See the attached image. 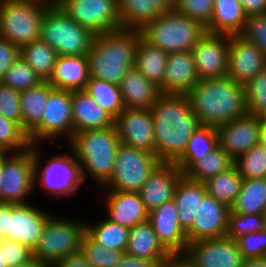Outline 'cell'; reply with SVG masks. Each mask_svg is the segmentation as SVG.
Returning <instances> with one entry per match:
<instances>
[{
	"mask_svg": "<svg viewBox=\"0 0 266 267\" xmlns=\"http://www.w3.org/2000/svg\"><path fill=\"white\" fill-rule=\"evenodd\" d=\"M247 113L261 117L266 113V69L245 85Z\"/></svg>",
	"mask_w": 266,
	"mask_h": 267,
	"instance_id": "bcb514c9",
	"label": "cell"
},
{
	"mask_svg": "<svg viewBox=\"0 0 266 267\" xmlns=\"http://www.w3.org/2000/svg\"><path fill=\"white\" fill-rule=\"evenodd\" d=\"M234 160L221 147L217 146L213 151L199 157L184 175L194 181L204 183L221 172L230 169Z\"/></svg>",
	"mask_w": 266,
	"mask_h": 267,
	"instance_id": "e575fe53",
	"label": "cell"
},
{
	"mask_svg": "<svg viewBox=\"0 0 266 267\" xmlns=\"http://www.w3.org/2000/svg\"><path fill=\"white\" fill-rule=\"evenodd\" d=\"M18 267H52L51 264L32 258L28 263Z\"/></svg>",
	"mask_w": 266,
	"mask_h": 267,
	"instance_id": "6125c7cd",
	"label": "cell"
},
{
	"mask_svg": "<svg viewBox=\"0 0 266 267\" xmlns=\"http://www.w3.org/2000/svg\"><path fill=\"white\" fill-rule=\"evenodd\" d=\"M69 142L73 137L72 91L52 88L41 122L28 134L31 145L56 142L60 137Z\"/></svg>",
	"mask_w": 266,
	"mask_h": 267,
	"instance_id": "7c38bea8",
	"label": "cell"
},
{
	"mask_svg": "<svg viewBox=\"0 0 266 267\" xmlns=\"http://www.w3.org/2000/svg\"><path fill=\"white\" fill-rule=\"evenodd\" d=\"M259 144L266 147V125L263 123L259 128Z\"/></svg>",
	"mask_w": 266,
	"mask_h": 267,
	"instance_id": "be15d7a7",
	"label": "cell"
},
{
	"mask_svg": "<svg viewBox=\"0 0 266 267\" xmlns=\"http://www.w3.org/2000/svg\"><path fill=\"white\" fill-rule=\"evenodd\" d=\"M230 207L205 195L200 201L192 227L186 232L188 243L227 235Z\"/></svg>",
	"mask_w": 266,
	"mask_h": 267,
	"instance_id": "ffe728a7",
	"label": "cell"
},
{
	"mask_svg": "<svg viewBox=\"0 0 266 267\" xmlns=\"http://www.w3.org/2000/svg\"><path fill=\"white\" fill-rule=\"evenodd\" d=\"M214 0H175V10L192 20L208 26L212 18Z\"/></svg>",
	"mask_w": 266,
	"mask_h": 267,
	"instance_id": "7dc6e473",
	"label": "cell"
},
{
	"mask_svg": "<svg viewBox=\"0 0 266 267\" xmlns=\"http://www.w3.org/2000/svg\"><path fill=\"white\" fill-rule=\"evenodd\" d=\"M0 82L19 92L39 85L41 77L19 57L5 72Z\"/></svg>",
	"mask_w": 266,
	"mask_h": 267,
	"instance_id": "b9f144b4",
	"label": "cell"
},
{
	"mask_svg": "<svg viewBox=\"0 0 266 267\" xmlns=\"http://www.w3.org/2000/svg\"><path fill=\"white\" fill-rule=\"evenodd\" d=\"M80 165L83 182L89 175L103 187L112 177L121 141L115 126L75 133L68 142Z\"/></svg>",
	"mask_w": 266,
	"mask_h": 267,
	"instance_id": "277c9868",
	"label": "cell"
},
{
	"mask_svg": "<svg viewBox=\"0 0 266 267\" xmlns=\"http://www.w3.org/2000/svg\"><path fill=\"white\" fill-rule=\"evenodd\" d=\"M206 194L204 183L191 180L185 175L180 179L173 200L178 209L181 228L185 232L192 227L200 201Z\"/></svg>",
	"mask_w": 266,
	"mask_h": 267,
	"instance_id": "f546056e",
	"label": "cell"
},
{
	"mask_svg": "<svg viewBox=\"0 0 266 267\" xmlns=\"http://www.w3.org/2000/svg\"><path fill=\"white\" fill-rule=\"evenodd\" d=\"M0 114L22 127L20 92L0 82Z\"/></svg>",
	"mask_w": 266,
	"mask_h": 267,
	"instance_id": "681fc988",
	"label": "cell"
},
{
	"mask_svg": "<svg viewBox=\"0 0 266 267\" xmlns=\"http://www.w3.org/2000/svg\"><path fill=\"white\" fill-rule=\"evenodd\" d=\"M218 146L217 131L214 126L200 125L187 142L184 152L173 162L185 173L199 157L213 151Z\"/></svg>",
	"mask_w": 266,
	"mask_h": 267,
	"instance_id": "1f68e13d",
	"label": "cell"
},
{
	"mask_svg": "<svg viewBox=\"0 0 266 267\" xmlns=\"http://www.w3.org/2000/svg\"><path fill=\"white\" fill-rule=\"evenodd\" d=\"M122 144L156 154L151 109L125 107L114 119Z\"/></svg>",
	"mask_w": 266,
	"mask_h": 267,
	"instance_id": "9a60e30c",
	"label": "cell"
},
{
	"mask_svg": "<svg viewBox=\"0 0 266 267\" xmlns=\"http://www.w3.org/2000/svg\"><path fill=\"white\" fill-rule=\"evenodd\" d=\"M87 55L58 56L47 82L57 89L85 90L89 80Z\"/></svg>",
	"mask_w": 266,
	"mask_h": 267,
	"instance_id": "484cf974",
	"label": "cell"
},
{
	"mask_svg": "<svg viewBox=\"0 0 266 267\" xmlns=\"http://www.w3.org/2000/svg\"><path fill=\"white\" fill-rule=\"evenodd\" d=\"M52 88L47 81H43L35 87L20 92L22 129L27 134L41 122L49 91Z\"/></svg>",
	"mask_w": 266,
	"mask_h": 267,
	"instance_id": "d6a6232c",
	"label": "cell"
},
{
	"mask_svg": "<svg viewBox=\"0 0 266 267\" xmlns=\"http://www.w3.org/2000/svg\"><path fill=\"white\" fill-rule=\"evenodd\" d=\"M266 69V55L240 35H230L227 76L246 85Z\"/></svg>",
	"mask_w": 266,
	"mask_h": 267,
	"instance_id": "ac0fdd59",
	"label": "cell"
},
{
	"mask_svg": "<svg viewBox=\"0 0 266 267\" xmlns=\"http://www.w3.org/2000/svg\"><path fill=\"white\" fill-rule=\"evenodd\" d=\"M186 95L201 125L217 127L248 114L245 85L228 76L199 80Z\"/></svg>",
	"mask_w": 266,
	"mask_h": 267,
	"instance_id": "7a4b0ae2",
	"label": "cell"
},
{
	"mask_svg": "<svg viewBox=\"0 0 266 267\" xmlns=\"http://www.w3.org/2000/svg\"><path fill=\"white\" fill-rule=\"evenodd\" d=\"M85 234L86 222L51 215L32 250V256L53 265L70 254L81 252Z\"/></svg>",
	"mask_w": 266,
	"mask_h": 267,
	"instance_id": "ba28073f",
	"label": "cell"
},
{
	"mask_svg": "<svg viewBox=\"0 0 266 267\" xmlns=\"http://www.w3.org/2000/svg\"><path fill=\"white\" fill-rule=\"evenodd\" d=\"M31 147L28 134L22 127L0 114V153H18Z\"/></svg>",
	"mask_w": 266,
	"mask_h": 267,
	"instance_id": "60d3db41",
	"label": "cell"
},
{
	"mask_svg": "<svg viewBox=\"0 0 266 267\" xmlns=\"http://www.w3.org/2000/svg\"><path fill=\"white\" fill-rule=\"evenodd\" d=\"M1 177L0 202L29 203L36 189L33 145L24 152L2 153Z\"/></svg>",
	"mask_w": 266,
	"mask_h": 267,
	"instance_id": "8fae6325",
	"label": "cell"
},
{
	"mask_svg": "<svg viewBox=\"0 0 266 267\" xmlns=\"http://www.w3.org/2000/svg\"><path fill=\"white\" fill-rule=\"evenodd\" d=\"M149 6H154L160 13L175 10V0H148Z\"/></svg>",
	"mask_w": 266,
	"mask_h": 267,
	"instance_id": "91938a15",
	"label": "cell"
},
{
	"mask_svg": "<svg viewBox=\"0 0 266 267\" xmlns=\"http://www.w3.org/2000/svg\"><path fill=\"white\" fill-rule=\"evenodd\" d=\"M52 214L31 202L26 204L10 203V230L8 239L28 246H36L44 225Z\"/></svg>",
	"mask_w": 266,
	"mask_h": 267,
	"instance_id": "d6986e66",
	"label": "cell"
},
{
	"mask_svg": "<svg viewBox=\"0 0 266 267\" xmlns=\"http://www.w3.org/2000/svg\"><path fill=\"white\" fill-rule=\"evenodd\" d=\"M0 249L7 267L24 265L33 258L32 250L28 246L14 240H1Z\"/></svg>",
	"mask_w": 266,
	"mask_h": 267,
	"instance_id": "f907efd6",
	"label": "cell"
},
{
	"mask_svg": "<svg viewBox=\"0 0 266 267\" xmlns=\"http://www.w3.org/2000/svg\"><path fill=\"white\" fill-rule=\"evenodd\" d=\"M199 80L191 51L169 53L160 91L186 94Z\"/></svg>",
	"mask_w": 266,
	"mask_h": 267,
	"instance_id": "cb8c5ba5",
	"label": "cell"
},
{
	"mask_svg": "<svg viewBox=\"0 0 266 267\" xmlns=\"http://www.w3.org/2000/svg\"><path fill=\"white\" fill-rule=\"evenodd\" d=\"M40 40L58 56L87 55L95 35L71 19L54 1L44 12Z\"/></svg>",
	"mask_w": 266,
	"mask_h": 267,
	"instance_id": "52a82bcc",
	"label": "cell"
},
{
	"mask_svg": "<svg viewBox=\"0 0 266 267\" xmlns=\"http://www.w3.org/2000/svg\"><path fill=\"white\" fill-rule=\"evenodd\" d=\"M230 35L207 33L192 49L199 79L227 76Z\"/></svg>",
	"mask_w": 266,
	"mask_h": 267,
	"instance_id": "2e32d148",
	"label": "cell"
},
{
	"mask_svg": "<svg viewBox=\"0 0 266 267\" xmlns=\"http://www.w3.org/2000/svg\"><path fill=\"white\" fill-rule=\"evenodd\" d=\"M121 27L124 30L141 31L160 12L149 6L148 0H118Z\"/></svg>",
	"mask_w": 266,
	"mask_h": 267,
	"instance_id": "74e56055",
	"label": "cell"
},
{
	"mask_svg": "<svg viewBox=\"0 0 266 267\" xmlns=\"http://www.w3.org/2000/svg\"><path fill=\"white\" fill-rule=\"evenodd\" d=\"M54 0H0V35L21 48L40 40L45 10Z\"/></svg>",
	"mask_w": 266,
	"mask_h": 267,
	"instance_id": "8992f818",
	"label": "cell"
},
{
	"mask_svg": "<svg viewBox=\"0 0 266 267\" xmlns=\"http://www.w3.org/2000/svg\"><path fill=\"white\" fill-rule=\"evenodd\" d=\"M262 123L266 125V113L261 116Z\"/></svg>",
	"mask_w": 266,
	"mask_h": 267,
	"instance_id": "003e7915",
	"label": "cell"
},
{
	"mask_svg": "<svg viewBox=\"0 0 266 267\" xmlns=\"http://www.w3.org/2000/svg\"><path fill=\"white\" fill-rule=\"evenodd\" d=\"M245 259L266 257V231L245 234L236 239Z\"/></svg>",
	"mask_w": 266,
	"mask_h": 267,
	"instance_id": "816d5d0a",
	"label": "cell"
},
{
	"mask_svg": "<svg viewBox=\"0 0 266 267\" xmlns=\"http://www.w3.org/2000/svg\"><path fill=\"white\" fill-rule=\"evenodd\" d=\"M247 16L266 14V0H240Z\"/></svg>",
	"mask_w": 266,
	"mask_h": 267,
	"instance_id": "6f0895ef",
	"label": "cell"
},
{
	"mask_svg": "<svg viewBox=\"0 0 266 267\" xmlns=\"http://www.w3.org/2000/svg\"><path fill=\"white\" fill-rule=\"evenodd\" d=\"M264 230L266 231V214H265V229Z\"/></svg>",
	"mask_w": 266,
	"mask_h": 267,
	"instance_id": "a7ac6f4b",
	"label": "cell"
},
{
	"mask_svg": "<svg viewBox=\"0 0 266 267\" xmlns=\"http://www.w3.org/2000/svg\"><path fill=\"white\" fill-rule=\"evenodd\" d=\"M52 267H92L81 252L60 259Z\"/></svg>",
	"mask_w": 266,
	"mask_h": 267,
	"instance_id": "11a10c76",
	"label": "cell"
},
{
	"mask_svg": "<svg viewBox=\"0 0 266 267\" xmlns=\"http://www.w3.org/2000/svg\"><path fill=\"white\" fill-rule=\"evenodd\" d=\"M156 156L173 163L201 125L186 94L162 93L151 107Z\"/></svg>",
	"mask_w": 266,
	"mask_h": 267,
	"instance_id": "6da1fadb",
	"label": "cell"
},
{
	"mask_svg": "<svg viewBox=\"0 0 266 267\" xmlns=\"http://www.w3.org/2000/svg\"><path fill=\"white\" fill-rule=\"evenodd\" d=\"M114 267H159V265L154 260L139 258L124 253Z\"/></svg>",
	"mask_w": 266,
	"mask_h": 267,
	"instance_id": "db71d44e",
	"label": "cell"
},
{
	"mask_svg": "<svg viewBox=\"0 0 266 267\" xmlns=\"http://www.w3.org/2000/svg\"><path fill=\"white\" fill-rule=\"evenodd\" d=\"M81 253L92 267H114L125 251L108 249L86 233L82 240Z\"/></svg>",
	"mask_w": 266,
	"mask_h": 267,
	"instance_id": "ee69618b",
	"label": "cell"
},
{
	"mask_svg": "<svg viewBox=\"0 0 266 267\" xmlns=\"http://www.w3.org/2000/svg\"><path fill=\"white\" fill-rule=\"evenodd\" d=\"M20 57L41 77L47 81L52 74L57 51L42 40L26 44L20 48Z\"/></svg>",
	"mask_w": 266,
	"mask_h": 267,
	"instance_id": "8d00e7d4",
	"label": "cell"
},
{
	"mask_svg": "<svg viewBox=\"0 0 266 267\" xmlns=\"http://www.w3.org/2000/svg\"><path fill=\"white\" fill-rule=\"evenodd\" d=\"M73 135L114 126V118L84 90L72 91Z\"/></svg>",
	"mask_w": 266,
	"mask_h": 267,
	"instance_id": "d4e9b609",
	"label": "cell"
},
{
	"mask_svg": "<svg viewBox=\"0 0 266 267\" xmlns=\"http://www.w3.org/2000/svg\"><path fill=\"white\" fill-rule=\"evenodd\" d=\"M243 179L266 178V147L257 144L234 160Z\"/></svg>",
	"mask_w": 266,
	"mask_h": 267,
	"instance_id": "7bdbcfd3",
	"label": "cell"
},
{
	"mask_svg": "<svg viewBox=\"0 0 266 267\" xmlns=\"http://www.w3.org/2000/svg\"><path fill=\"white\" fill-rule=\"evenodd\" d=\"M0 267H7L3 257V251L0 249Z\"/></svg>",
	"mask_w": 266,
	"mask_h": 267,
	"instance_id": "e7e4bbea",
	"label": "cell"
},
{
	"mask_svg": "<svg viewBox=\"0 0 266 267\" xmlns=\"http://www.w3.org/2000/svg\"><path fill=\"white\" fill-rule=\"evenodd\" d=\"M261 123V117L246 114L215 127L218 146L224 149L233 160H236L253 146L259 144Z\"/></svg>",
	"mask_w": 266,
	"mask_h": 267,
	"instance_id": "e0dca14e",
	"label": "cell"
},
{
	"mask_svg": "<svg viewBox=\"0 0 266 267\" xmlns=\"http://www.w3.org/2000/svg\"><path fill=\"white\" fill-rule=\"evenodd\" d=\"M141 36L150 44L167 53L191 51L207 34L206 26L174 10L160 13L141 31Z\"/></svg>",
	"mask_w": 266,
	"mask_h": 267,
	"instance_id": "5b68a950",
	"label": "cell"
},
{
	"mask_svg": "<svg viewBox=\"0 0 266 267\" xmlns=\"http://www.w3.org/2000/svg\"><path fill=\"white\" fill-rule=\"evenodd\" d=\"M125 253L154 260L158 265L172 255L159 241L148 220L130 228Z\"/></svg>",
	"mask_w": 266,
	"mask_h": 267,
	"instance_id": "83f0119b",
	"label": "cell"
},
{
	"mask_svg": "<svg viewBox=\"0 0 266 267\" xmlns=\"http://www.w3.org/2000/svg\"><path fill=\"white\" fill-rule=\"evenodd\" d=\"M119 88L127 108L151 109L162 94L160 87L146 79L135 67L126 72Z\"/></svg>",
	"mask_w": 266,
	"mask_h": 267,
	"instance_id": "4316f807",
	"label": "cell"
},
{
	"mask_svg": "<svg viewBox=\"0 0 266 267\" xmlns=\"http://www.w3.org/2000/svg\"><path fill=\"white\" fill-rule=\"evenodd\" d=\"M20 57V48L0 36V79Z\"/></svg>",
	"mask_w": 266,
	"mask_h": 267,
	"instance_id": "f5cc1de1",
	"label": "cell"
},
{
	"mask_svg": "<svg viewBox=\"0 0 266 267\" xmlns=\"http://www.w3.org/2000/svg\"><path fill=\"white\" fill-rule=\"evenodd\" d=\"M105 194L106 218L127 228L148 220L149 211L146 209L138 192L107 190Z\"/></svg>",
	"mask_w": 266,
	"mask_h": 267,
	"instance_id": "603a6c76",
	"label": "cell"
},
{
	"mask_svg": "<svg viewBox=\"0 0 266 267\" xmlns=\"http://www.w3.org/2000/svg\"><path fill=\"white\" fill-rule=\"evenodd\" d=\"M162 161L151 152L120 144L114 172L105 190L138 192Z\"/></svg>",
	"mask_w": 266,
	"mask_h": 267,
	"instance_id": "30bf717a",
	"label": "cell"
},
{
	"mask_svg": "<svg viewBox=\"0 0 266 267\" xmlns=\"http://www.w3.org/2000/svg\"><path fill=\"white\" fill-rule=\"evenodd\" d=\"M38 146V144L33 145L35 185L38 186L39 182V185L45 188V193L52 194L56 198L73 196L84 184L80 174V165L74 152L57 154L45 160L47 163L43 165Z\"/></svg>",
	"mask_w": 266,
	"mask_h": 267,
	"instance_id": "9c48e42d",
	"label": "cell"
},
{
	"mask_svg": "<svg viewBox=\"0 0 266 267\" xmlns=\"http://www.w3.org/2000/svg\"><path fill=\"white\" fill-rule=\"evenodd\" d=\"M243 178L235 165L204 182L207 195L231 207L237 198Z\"/></svg>",
	"mask_w": 266,
	"mask_h": 267,
	"instance_id": "d590c367",
	"label": "cell"
},
{
	"mask_svg": "<svg viewBox=\"0 0 266 267\" xmlns=\"http://www.w3.org/2000/svg\"><path fill=\"white\" fill-rule=\"evenodd\" d=\"M265 229V214H242L229 212L227 237L237 239L242 235Z\"/></svg>",
	"mask_w": 266,
	"mask_h": 267,
	"instance_id": "f6af8a7d",
	"label": "cell"
},
{
	"mask_svg": "<svg viewBox=\"0 0 266 267\" xmlns=\"http://www.w3.org/2000/svg\"><path fill=\"white\" fill-rule=\"evenodd\" d=\"M242 267H266V257L245 259Z\"/></svg>",
	"mask_w": 266,
	"mask_h": 267,
	"instance_id": "94428289",
	"label": "cell"
},
{
	"mask_svg": "<svg viewBox=\"0 0 266 267\" xmlns=\"http://www.w3.org/2000/svg\"><path fill=\"white\" fill-rule=\"evenodd\" d=\"M80 26L94 35L122 29L118 0H54Z\"/></svg>",
	"mask_w": 266,
	"mask_h": 267,
	"instance_id": "4fadbf2b",
	"label": "cell"
},
{
	"mask_svg": "<svg viewBox=\"0 0 266 267\" xmlns=\"http://www.w3.org/2000/svg\"><path fill=\"white\" fill-rule=\"evenodd\" d=\"M87 94L95 99L114 119L125 108L119 85L101 79L89 77L86 88Z\"/></svg>",
	"mask_w": 266,
	"mask_h": 267,
	"instance_id": "ab89813d",
	"label": "cell"
},
{
	"mask_svg": "<svg viewBox=\"0 0 266 267\" xmlns=\"http://www.w3.org/2000/svg\"><path fill=\"white\" fill-rule=\"evenodd\" d=\"M183 176L184 173L175 163L162 162L138 191L146 209L150 212L172 200Z\"/></svg>",
	"mask_w": 266,
	"mask_h": 267,
	"instance_id": "7402d4cb",
	"label": "cell"
},
{
	"mask_svg": "<svg viewBox=\"0 0 266 267\" xmlns=\"http://www.w3.org/2000/svg\"><path fill=\"white\" fill-rule=\"evenodd\" d=\"M10 230V203L0 202V241L8 239Z\"/></svg>",
	"mask_w": 266,
	"mask_h": 267,
	"instance_id": "9f6ffc18",
	"label": "cell"
},
{
	"mask_svg": "<svg viewBox=\"0 0 266 267\" xmlns=\"http://www.w3.org/2000/svg\"><path fill=\"white\" fill-rule=\"evenodd\" d=\"M129 228L111 222L107 218L98 224L86 222V233L95 241L108 249L125 251L128 243Z\"/></svg>",
	"mask_w": 266,
	"mask_h": 267,
	"instance_id": "f35d334b",
	"label": "cell"
},
{
	"mask_svg": "<svg viewBox=\"0 0 266 267\" xmlns=\"http://www.w3.org/2000/svg\"><path fill=\"white\" fill-rule=\"evenodd\" d=\"M230 211L242 214H266V178L243 179L241 190Z\"/></svg>",
	"mask_w": 266,
	"mask_h": 267,
	"instance_id": "836d02e7",
	"label": "cell"
},
{
	"mask_svg": "<svg viewBox=\"0 0 266 267\" xmlns=\"http://www.w3.org/2000/svg\"><path fill=\"white\" fill-rule=\"evenodd\" d=\"M246 18L240 0H214L212 18L206 31L210 34L238 35Z\"/></svg>",
	"mask_w": 266,
	"mask_h": 267,
	"instance_id": "f1b7e54d",
	"label": "cell"
},
{
	"mask_svg": "<svg viewBox=\"0 0 266 267\" xmlns=\"http://www.w3.org/2000/svg\"><path fill=\"white\" fill-rule=\"evenodd\" d=\"M159 267H194L183 254H174L163 261Z\"/></svg>",
	"mask_w": 266,
	"mask_h": 267,
	"instance_id": "680465c9",
	"label": "cell"
},
{
	"mask_svg": "<svg viewBox=\"0 0 266 267\" xmlns=\"http://www.w3.org/2000/svg\"><path fill=\"white\" fill-rule=\"evenodd\" d=\"M169 53L140 36L135 51V68L158 87L163 85Z\"/></svg>",
	"mask_w": 266,
	"mask_h": 267,
	"instance_id": "4dcf8cb0",
	"label": "cell"
},
{
	"mask_svg": "<svg viewBox=\"0 0 266 267\" xmlns=\"http://www.w3.org/2000/svg\"><path fill=\"white\" fill-rule=\"evenodd\" d=\"M140 36V31L124 29L95 35L87 53L89 76L119 85L135 66Z\"/></svg>",
	"mask_w": 266,
	"mask_h": 267,
	"instance_id": "3957f363",
	"label": "cell"
},
{
	"mask_svg": "<svg viewBox=\"0 0 266 267\" xmlns=\"http://www.w3.org/2000/svg\"><path fill=\"white\" fill-rule=\"evenodd\" d=\"M183 255L194 267H242L245 261L237 241L227 236L188 243Z\"/></svg>",
	"mask_w": 266,
	"mask_h": 267,
	"instance_id": "5bb4252c",
	"label": "cell"
},
{
	"mask_svg": "<svg viewBox=\"0 0 266 267\" xmlns=\"http://www.w3.org/2000/svg\"><path fill=\"white\" fill-rule=\"evenodd\" d=\"M151 223L159 241L172 254H183L188 244L186 232L181 228L178 209L172 199L149 212Z\"/></svg>",
	"mask_w": 266,
	"mask_h": 267,
	"instance_id": "44dd1931",
	"label": "cell"
},
{
	"mask_svg": "<svg viewBox=\"0 0 266 267\" xmlns=\"http://www.w3.org/2000/svg\"><path fill=\"white\" fill-rule=\"evenodd\" d=\"M1 173H2V153H0V182H1Z\"/></svg>",
	"mask_w": 266,
	"mask_h": 267,
	"instance_id": "03108f58",
	"label": "cell"
},
{
	"mask_svg": "<svg viewBox=\"0 0 266 267\" xmlns=\"http://www.w3.org/2000/svg\"><path fill=\"white\" fill-rule=\"evenodd\" d=\"M238 35L255 44L266 55V14L247 16Z\"/></svg>",
	"mask_w": 266,
	"mask_h": 267,
	"instance_id": "c3c4849f",
	"label": "cell"
}]
</instances>
